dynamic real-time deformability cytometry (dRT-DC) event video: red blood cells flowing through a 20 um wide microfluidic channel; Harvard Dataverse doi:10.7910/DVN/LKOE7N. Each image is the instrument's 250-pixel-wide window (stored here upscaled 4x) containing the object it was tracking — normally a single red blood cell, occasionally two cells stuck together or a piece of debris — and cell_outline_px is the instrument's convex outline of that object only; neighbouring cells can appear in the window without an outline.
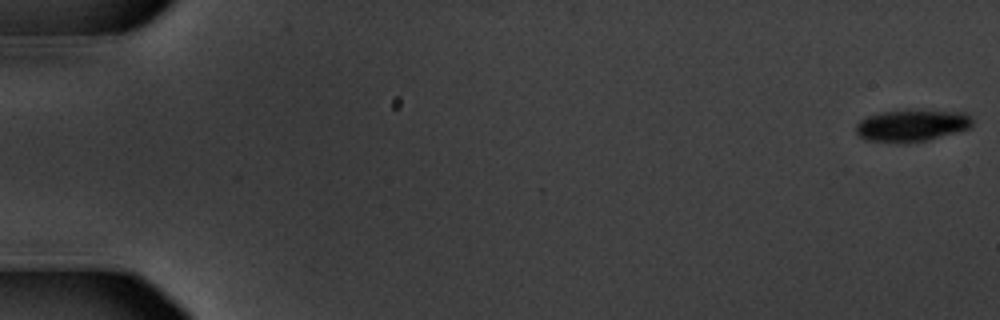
{"species": "common noctule bat (a hibernating species)", "species_latin": "Nyctalus noctula", "temperature_condition": "warm", "stored_images_in_passage": 10, "camera_frame_rate_fps": 3000, "um_per_image_px": 0.085, "animal": {"sex": "male", "body_mass_g": 20.1, "forearm_length_mm": 53.5}, "frame": {"image": 1, "passage_image": 1, "time_ms": 0.0, "image_size_px": [1000, 320], "cell_outline_px": [[972, 124], [968, 128], [956, 132], [928, 140], [904, 144], [896, 144], [864, 140], [856, 132], [856, 124], [860, 120], [868, 116], [880, 112], [964, 112], [972, 120]], "centroid_in_image_um": [77.42, 10.73], "position_along_channel_um": 7.6, "area_um2": 21.15}}